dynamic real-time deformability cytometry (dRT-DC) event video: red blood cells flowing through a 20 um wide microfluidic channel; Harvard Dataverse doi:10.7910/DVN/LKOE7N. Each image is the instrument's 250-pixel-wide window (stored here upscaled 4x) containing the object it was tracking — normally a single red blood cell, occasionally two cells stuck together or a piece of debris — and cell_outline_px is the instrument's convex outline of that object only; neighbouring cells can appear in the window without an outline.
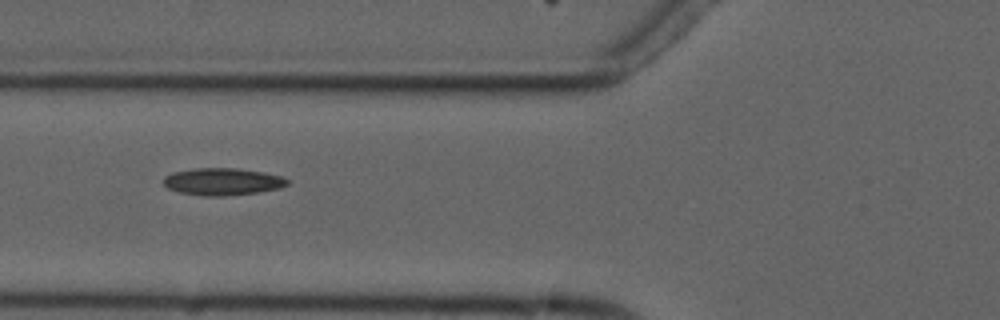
{"species": "common noctule bat (a hibernating species)", "species_latin": "Nyctalus noctula", "temperature_condition": "cold", "stored_images_in_passage": 6, "camera_frame_rate_fps": 3000, "um_per_image_px": 0.085, "animal": {"sex": "male", "forearm_length_mm": 52.5}, "frame": {"image": 1, "passage_image": 4, "time_ms": 3.333, "image_size_px": [1000, 320], "cell_outline_px": [[288, 184], [280, 188], [260, 192], [224, 196], [204, 196], [180, 192], [168, 188], [164, 184], [164, 176], [172, 172], [196, 168], [236, 168], [264, 172], [280, 176], [288, 180]], "centroid_in_image_um": [18.92, 15.44], "position_along_channel_um": 106.9, "area_um2": 19.59}}
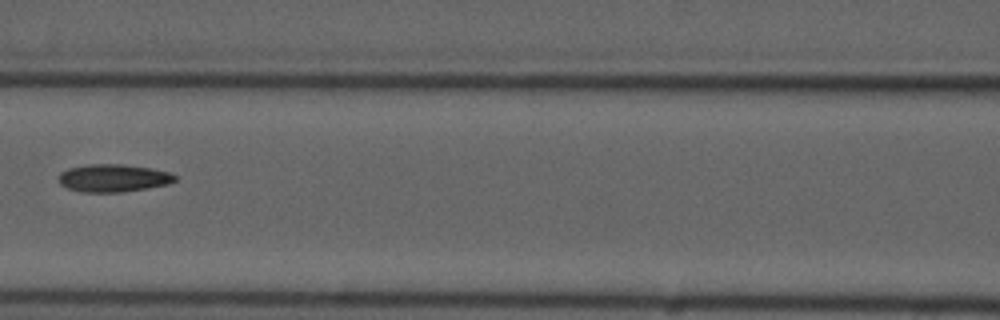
{"frame": {"image": 2, "passage_image": 5, "time_ms": 4.667, "image_size_px": [1000, 320], "cell_outline_px": [[180, 176], [176, 180], [168, 184], [148, 188], [120, 192], [80, 192], [68, 188], [60, 184], [60, 172], [68, 168], [88, 164], [120, 164], [148, 168], [168, 172]], "centroid_in_image_um": [9.64, 15.14], "position_along_channel_um": 157.0, "area_um2": 18.73}}
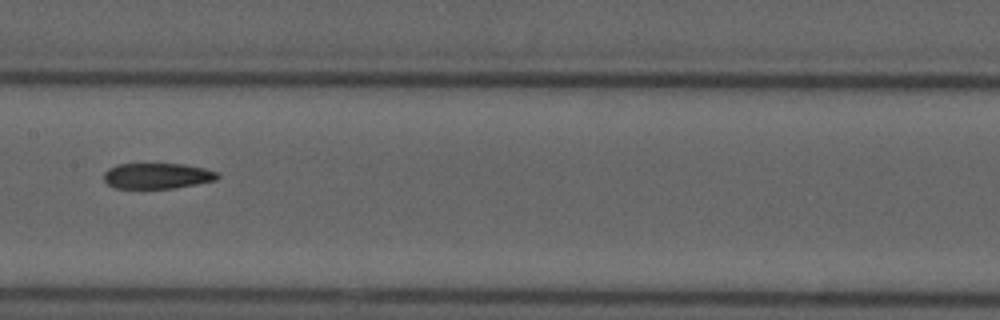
{"frame": {"image": 3, "passage_image": 6, "time_ms": 5.667, "image_size_px": [1000, 320], "cell_outline_px": [[220, 176], [216, 180], [196, 184], [172, 188], [116, 188], [108, 184], [104, 180], [104, 172], [108, 168], [116, 164], [184, 164], [204, 168], [220, 172]], "centroid_in_image_um": [13.38, 14.94], "position_along_channel_um": 194.0, "area_um2": 17.05}}